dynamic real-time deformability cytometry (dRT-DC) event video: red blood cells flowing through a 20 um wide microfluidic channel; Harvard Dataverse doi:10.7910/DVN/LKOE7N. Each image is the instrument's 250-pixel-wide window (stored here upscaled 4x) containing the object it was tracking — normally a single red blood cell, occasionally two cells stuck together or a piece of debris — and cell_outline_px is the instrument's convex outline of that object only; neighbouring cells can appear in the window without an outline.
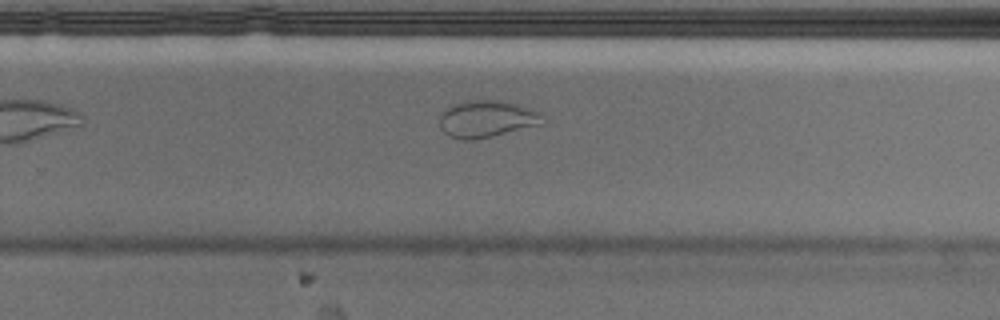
{"species": "Egyptian fruit bat (a non-hibernating species)", "species_latin": "Rousettus aegyptiacus", "temperature_condition": "cold", "stored_images_in_passage": 31, "camera_frame_rate_fps": 3000, "um_per_image_px": 0.085, "animal": {"sex": "male"}, "frame": {"image": 1, "passage_image": 18, "time_ms": 5.667, "image_size_px": [1000, 320], "cell_outline_px": [[544, 124], [472, 140], [464, 140], [448, 136], [440, 128], [440, 116], [444, 108], [448, 104], [460, 100], [500, 100], [516, 104], [540, 112]], "centroid_in_image_um": [41.3, 10.09], "position_along_channel_um": 288.5, "area_um2": 22.37}}